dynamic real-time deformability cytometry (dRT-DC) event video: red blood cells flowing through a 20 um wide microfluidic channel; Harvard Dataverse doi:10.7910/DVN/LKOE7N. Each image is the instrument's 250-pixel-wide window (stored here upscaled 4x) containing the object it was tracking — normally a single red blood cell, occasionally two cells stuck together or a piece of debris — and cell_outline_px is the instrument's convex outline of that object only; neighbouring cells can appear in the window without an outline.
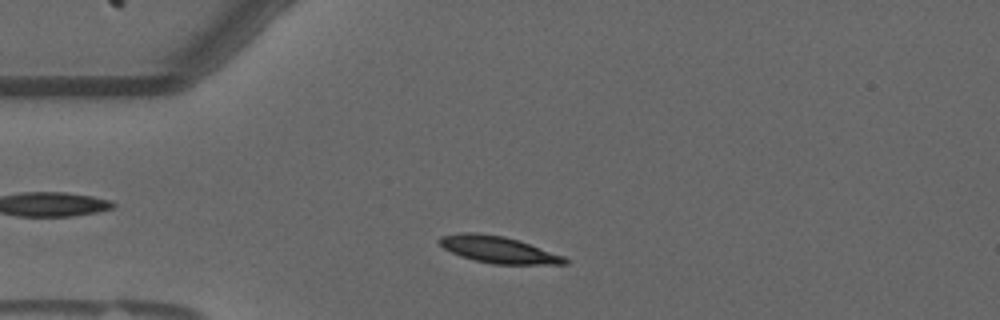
{"species": "common noctule bat (a hibernating species)", "species_latin": "Nyctalus noctula", "temperature_condition": "warm", "stored_images_in_passage": 48, "camera_frame_rate_fps": 3000, "um_per_image_px": 0.085, "animal": {"sex": "male", "forearm_length_mm": 52.5}, "frame": {"image": 1, "passage_image": 6, "time_ms": 1.667, "image_size_px": [1000, 320], "cell_outline_px": [[568, 264], [492, 264], [460, 256], [444, 248], [436, 240], [440, 236], [460, 232], [476, 232], [504, 236], [520, 240], [564, 256], [568, 260]], "centroid_in_image_um": [42.34, 21.2], "position_along_channel_um": 42.7, "area_um2": 19.65}}
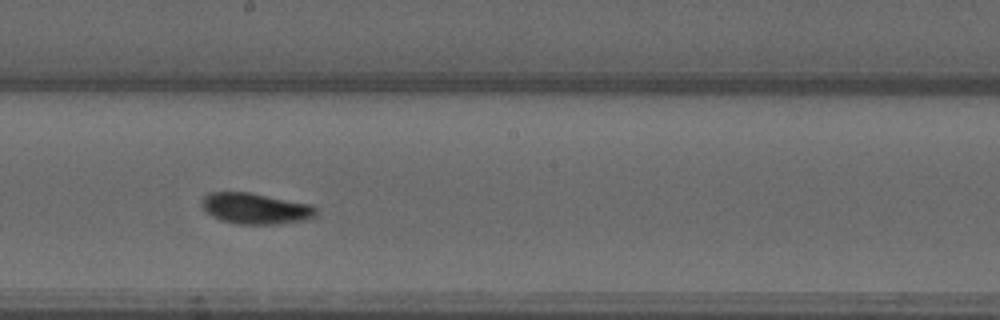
{"frame": {"image": 2, "passage_image": 23, "time_ms": 7.333, "image_size_px": [1000, 320], "cell_outline_px": [[316, 216], [308, 220], [280, 224], [236, 224], [220, 220], [212, 216], [200, 204], [204, 196], [212, 192], [248, 192], [312, 204], [316, 208]], "centroid_in_image_um": [21.75, 17.73], "position_along_channel_um": 226.4, "area_um2": 20.75}}
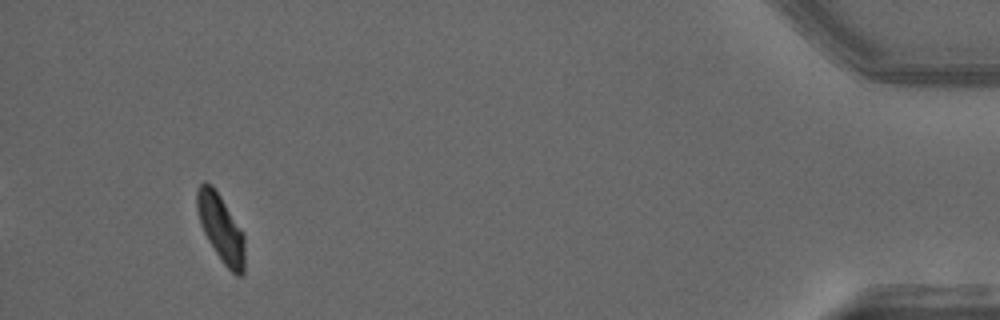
{"frame": {"image": 3, "passage_image": 45, "time_ms": 14.667, "image_size_px": [1000, 320], "cell_outline_px": [[244, 272], [240, 276], [236, 276], [224, 264], [208, 240], [200, 224], [196, 208], [196, 188], [204, 180], [212, 184], [244, 232]], "centroid_in_image_um": [18.76, 19.36], "position_along_channel_um": 416.4, "area_um2": 18.84}, "authors_computed_cell_mechanics": {"area_um2": 19.652, "velocity_mm_per_s": 3.6167, "shape_relaxation_time_tau1_ms": 4.4337, "shape_relaxation_time_tau2_ms": null, "deformation_change_tau1": 0.1635, "deformation_change_tau2": null}}